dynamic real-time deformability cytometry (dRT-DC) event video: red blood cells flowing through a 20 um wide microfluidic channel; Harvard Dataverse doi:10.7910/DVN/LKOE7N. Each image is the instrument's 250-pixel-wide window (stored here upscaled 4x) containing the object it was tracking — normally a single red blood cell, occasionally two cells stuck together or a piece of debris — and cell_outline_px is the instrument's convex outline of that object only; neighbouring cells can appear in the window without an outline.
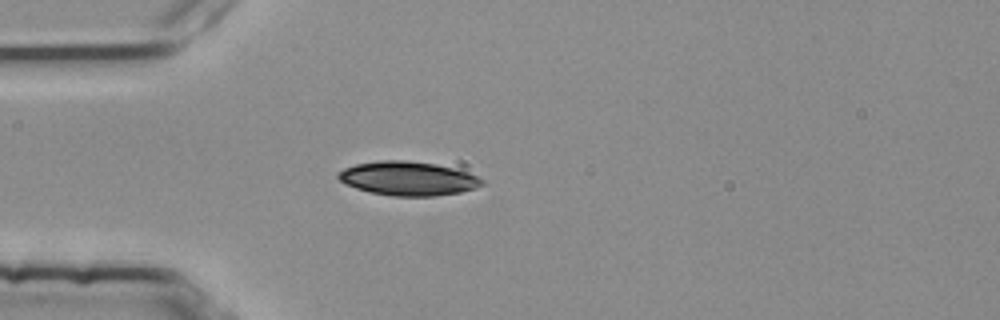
{"species": "common noctule bat (a hibernating species)", "species_latin": "Nyctalus noctula", "temperature_condition": "room temperature", "stored_images_in_passage": 1, "camera_frame_rate_fps": 3000, "um_per_image_px": 0.085, "animal": {"sex": "female", "body_mass_g": 25.1}, "frame": {"image": 1, "passage_image": 1, "time_ms": 0.0, "image_size_px": [1000, 320], "cell_outline_px": [[484, 184], [476, 188], [460, 192], [436, 196], [392, 196], [372, 192], [356, 188], [344, 184], [336, 176], [336, 172], [344, 168], [356, 164], [380, 160], [404, 160], [436, 164], [468, 172], [484, 180]], "centroid_in_image_um": [34.67, 15.17], "position_along_channel_um": 50.3, "area_um2": 28.5}}